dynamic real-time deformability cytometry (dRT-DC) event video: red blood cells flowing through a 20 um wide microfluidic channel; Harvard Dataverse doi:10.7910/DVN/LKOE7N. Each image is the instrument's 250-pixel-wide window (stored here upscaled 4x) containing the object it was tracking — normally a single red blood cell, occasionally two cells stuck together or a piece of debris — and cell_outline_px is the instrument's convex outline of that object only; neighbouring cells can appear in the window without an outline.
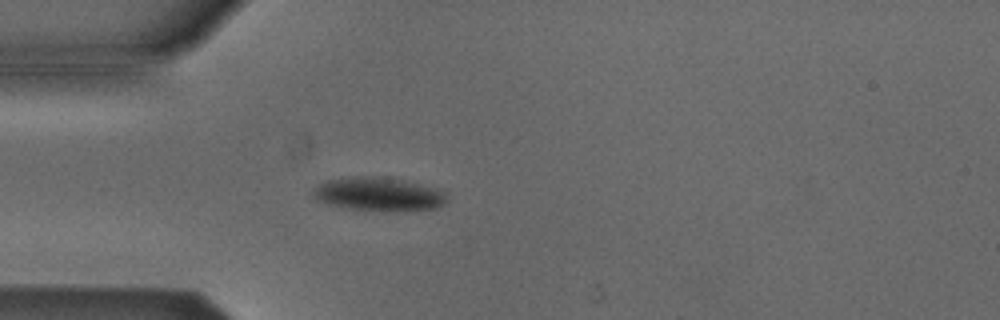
{"species": "Egyptian fruit bat (a non-hibernating species)", "species_latin": "Rousettus aegyptiacus", "temperature_condition": "cold", "stored_images_in_passage": 5, "camera_frame_rate_fps": 3000, "um_per_image_px": 0.085, "animal": {"sex": "male"}, "frame": {"image": 1, "passage_image": 5, "time_ms": 4.667, "image_size_px": [1000, 320], "cell_outline_px": [[448, 200], [444, 204], [436, 208], [404, 212], [384, 212], [348, 208], [328, 204], [316, 200], [312, 196], [312, 188], [328, 180], [352, 176], [376, 176], [436, 188], [444, 192]], "centroid_in_image_um": [32.16, 16.54], "position_along_channel_um": 52.8, "area_um2": 26.36}}